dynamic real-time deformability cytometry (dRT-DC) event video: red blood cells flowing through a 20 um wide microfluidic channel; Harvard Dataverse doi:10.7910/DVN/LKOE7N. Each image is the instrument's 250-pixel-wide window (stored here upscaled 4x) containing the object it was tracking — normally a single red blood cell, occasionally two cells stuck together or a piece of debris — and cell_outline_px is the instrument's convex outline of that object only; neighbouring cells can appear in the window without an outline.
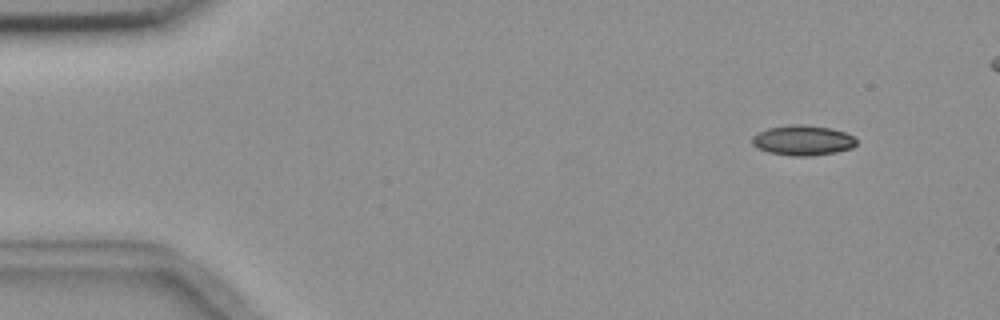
{"species": "common noctule bat (a hibernating species)", "species_latin": "Nyctalus noctula", "temperature_condition": "room temperature", "stored_images_in_passage": 5, "camera_frame_rate_fps": 3000, "um_per_image_px": 0.085, "animal": {"sex": "female", "body_mass_g": 18.4}, "frame": {"image": 1, "passage_image": 1, "time_ms": 0.0, "image_size_px": [1000, 320], "cell_outline_px": [[856, 144], [852, 148], [836, 152], [808, 156], [792, 156], [768, 152], [752, 144], [752, 136], [756, 132], [768, 128], [796, 124], [800, 124], [832, 128], [844, 132], [852, 136], [856, 140]], "centroid_in_image_um": [68.22, 11.92], "position_along_channel_um": 16.8, "area_um2": 18.21}}